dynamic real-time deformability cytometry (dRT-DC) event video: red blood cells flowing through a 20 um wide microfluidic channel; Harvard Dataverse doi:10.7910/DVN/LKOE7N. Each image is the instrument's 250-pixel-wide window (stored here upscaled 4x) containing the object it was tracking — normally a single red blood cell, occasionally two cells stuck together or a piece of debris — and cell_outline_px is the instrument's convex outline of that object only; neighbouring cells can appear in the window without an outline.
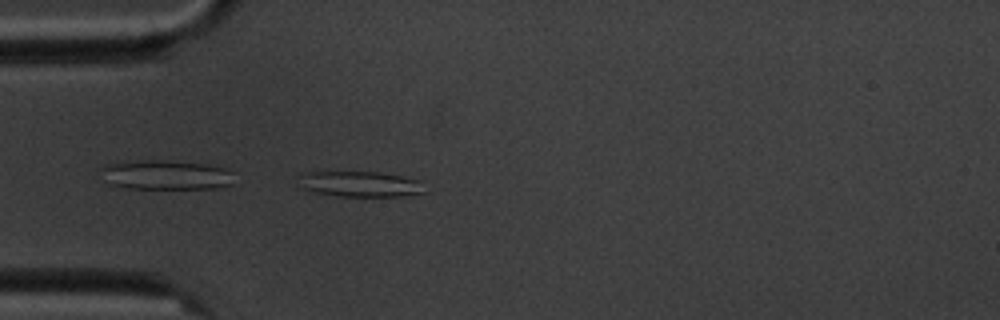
{"species": "common noctule bat (a hibernating species)", "species_latin": "Nyctalus noctula", "temperature_condition": "cold", "stored_images_in_passage": 4, "camera_frame_rate_fps": 3000, "um_per_image_px": 0.085, "animal": {"sex": "male", "body_mass_g": 20.1, "forearm_length_mm": 53.5}, "frame": {"image": 1, "passage_image": 4, "time_ms": 4.333, "image_size_px": [1000, 320], "cell_outline_px": [[424, 192], [404, 196], [336, 196], [316, 192], [304, 188], [300, 176], [304, 172], [380, 172], [420, 180]], "centroid_in_image_um": [30.65, 15.64], "position_along_channel_um": 54.3, "area_um2": 18.38}}